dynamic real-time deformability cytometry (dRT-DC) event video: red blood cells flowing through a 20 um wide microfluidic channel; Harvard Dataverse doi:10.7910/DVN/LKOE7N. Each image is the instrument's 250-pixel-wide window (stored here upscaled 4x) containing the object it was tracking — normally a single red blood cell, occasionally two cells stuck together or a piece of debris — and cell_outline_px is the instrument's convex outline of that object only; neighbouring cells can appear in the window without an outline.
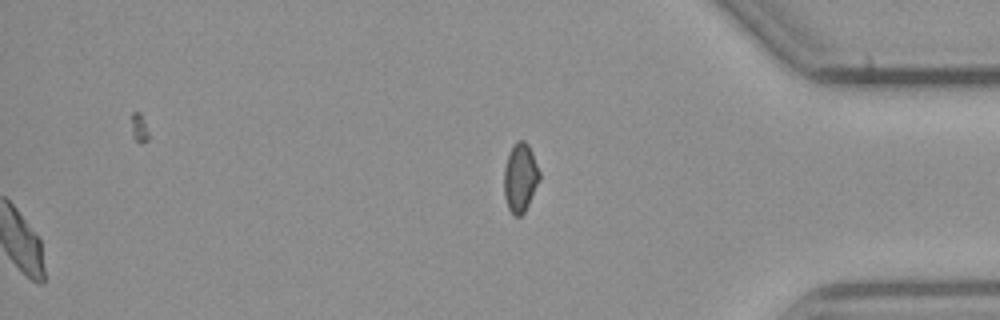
{"species": "common noctule bat (a hibernating species)", "species_latin": "Nyctalus noctula", "temperature_condition": "cold", "stored_images_in_passage": 55, "segment_of_instrument_passage": [2, 2], "camera_frame_rate_fps": 3000, "um_per_image_px": 0.085, "animal": {"sex": "male", "body_mass_g": 23.1, "forearm_length_mm": 52.7}, "frame": {"image": 1, "passage_image": 55, "time_ms": 18.0, "image_size_px": [1000, 320], "cell_outline_px": [[540, 180], [524, 212], [520, 216], [516, 216], [508, 208], [504, 196], [504, 168], [508, 156], [516, 140], [524, 140], [528, 144], [532, 152], [540, 172]], "centroid_in_image_um": [44.22, 15.09], "position_along_channel_um": 391.0, "area_um2": 14.1}}